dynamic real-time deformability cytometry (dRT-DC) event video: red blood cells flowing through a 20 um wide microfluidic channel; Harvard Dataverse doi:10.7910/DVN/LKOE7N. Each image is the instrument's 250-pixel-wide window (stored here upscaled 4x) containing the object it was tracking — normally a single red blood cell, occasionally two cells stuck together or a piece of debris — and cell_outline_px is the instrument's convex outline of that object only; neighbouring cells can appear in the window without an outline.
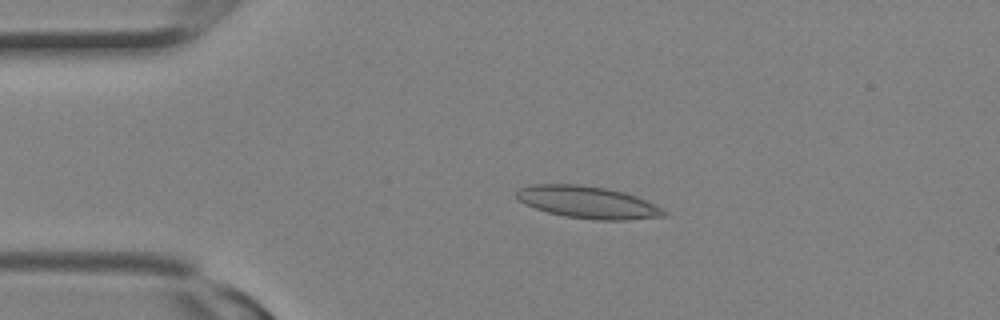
{"species": "Egyptian fruit bat (a non-hibernating species)", "species_latin": "Rousettus aegyptiacus", "temperature_condition": "room temperature", "stored_images_in_passage": 2, "camera_frame_rate_fps": 3000, "um_per_image_px": 0.085, "animal": {"sex": "female"}, "frame": {"image": 1, "passage_image": 2, "time_ms": 0.333, "image_size_px": [1000, 320], "cell_outline_px": [[668, 216], [624, 220], [596, 220], [564, 216], [548, 212], [524, 204], [516, 200], [516, 192], [520, 188], [528, 184], [580, 184], [608, 188], [624, 192], [636, 196], [668, 212]], "centroid_in_image_um": [49.92, 17.18], "position_along_channel_um": 35.1, "area_um2": 27.74}}